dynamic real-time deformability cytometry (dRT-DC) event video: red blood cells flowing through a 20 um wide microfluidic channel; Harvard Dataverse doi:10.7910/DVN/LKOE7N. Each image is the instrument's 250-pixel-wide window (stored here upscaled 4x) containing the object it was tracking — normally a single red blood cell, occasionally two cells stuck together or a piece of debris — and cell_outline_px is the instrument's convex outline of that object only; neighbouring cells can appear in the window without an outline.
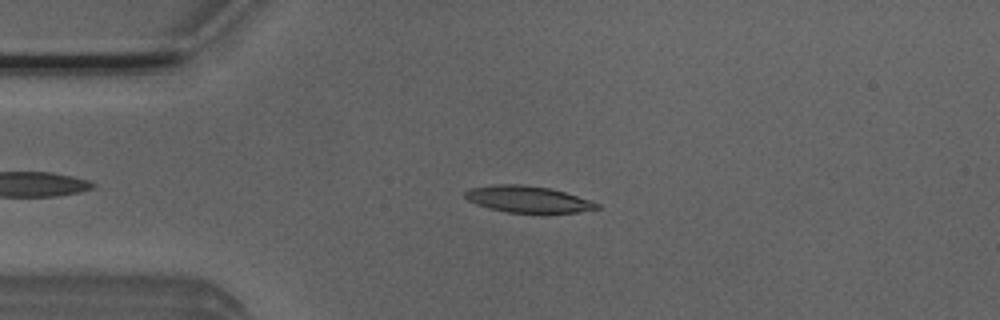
{"species": "Egyptian fruit bat (a non-hibernating species)", "species_latin": "Rousettus aegyptiacus", "temperature_condition": "room temperature", "stored_images_in_passage": 51, "camera_frame_rate_fps": 3000, "um_per_image_px": 0.085, "animal": {"sex": "male"}, "frame": {"image": 1, "passage_image": 11, "time_ms": 3.333, "image_size_px": [1000, 320], "cell_outline_px": [[600, 208], [576, 212], [508, 212], [488, 208], [476, 204], [468, 200], [464, 196], [464, 192], [472, 188], [500, 184], [520, 184], [548, 188], [564, 192], [600, 204]], "centroid_in_image_um": [44.83, 16.93], "position_along_channel_um": 40.2, "area_um2": 19.88}}
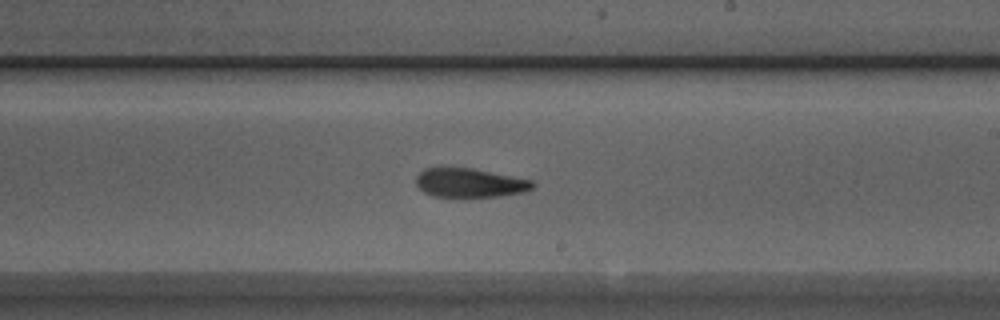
{"frame": {"image": 2, "passage_image": 29, "time_ms": 9.333, "image_size_px": [1000, 320], "cell_outline_px": [[536, 184], [532, 188], [524, 192], [496, 196], [432, 196], [424, 192], [416, 184], [416, 176], [424, 168], [472, 168], [532, 180]], "centroid_in_image_um": [39.92, 15.53], "position_along_channel_um": 249.1, "area_um2": 19.42}}
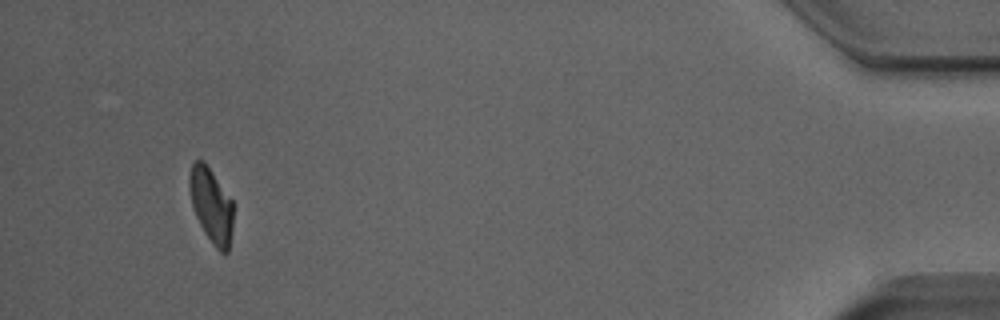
{"frame": {"image": 3, "passage_image": 48, "time_ms": 15.667, "image_size_px": [1000, 320], "cell_outline_px": [[232, 228], [228, 252], [220, 252], [212, 244], [204, 232], [196, 216], [192, 204], [188, 184], [188, 176], [192, 164], [196, 160], [204, 160], [232, 200]], "centroid_in_image_um": [17.94, 17.43], "position_along_channel_um": 417.3, "area_um2": 18.96}, "authors_computed_cell_mechanics": {"area_um2": 20.5768, "velocity_mm_per_s": 3.8887, "shape_relaxation_time_tau1_ms": null, "shape_relaxation_time_tau2_ms": 2.7368, "deformation_change_tau1": null, "deformation_change_tau2": 0.1067}}